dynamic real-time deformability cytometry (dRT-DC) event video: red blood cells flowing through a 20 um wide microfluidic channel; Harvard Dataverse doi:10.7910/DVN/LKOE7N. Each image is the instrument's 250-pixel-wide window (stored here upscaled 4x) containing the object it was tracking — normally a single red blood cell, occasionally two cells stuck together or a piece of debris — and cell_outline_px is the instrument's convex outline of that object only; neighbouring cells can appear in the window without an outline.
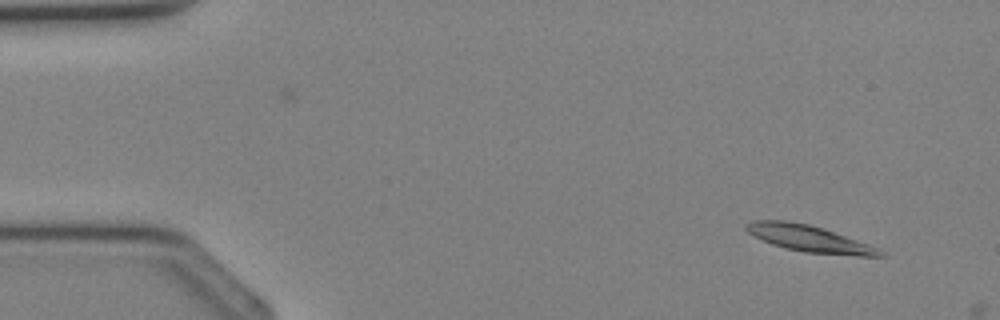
{"species": "Egyptian fruit bat (a non-hibernating species)", "species_latin": "Rousettus aegyptiacus", "temperature_condition": "cold", "stored_images_in_passage": 3, "camera_frame_rate_fps": 3000, "um_per_image_px": 0.085, "animal": {"sex": "female"}, "frame": {"image": 1, "passage_image": 1, "time_ms": 0.0, "image_size_px": [1000, 320], "cell_outline_px": [[884, 256], [856, 256], [804, 252], [772, 244], [748, 232], [744, 228], [752, 220], [784, 220], [808, 224], [880, 248], [884, 252]], "centroid_in_image_um": [68.8, 20.29], "position_along_channel_um": 16.2, "area_um2": 20.17}}